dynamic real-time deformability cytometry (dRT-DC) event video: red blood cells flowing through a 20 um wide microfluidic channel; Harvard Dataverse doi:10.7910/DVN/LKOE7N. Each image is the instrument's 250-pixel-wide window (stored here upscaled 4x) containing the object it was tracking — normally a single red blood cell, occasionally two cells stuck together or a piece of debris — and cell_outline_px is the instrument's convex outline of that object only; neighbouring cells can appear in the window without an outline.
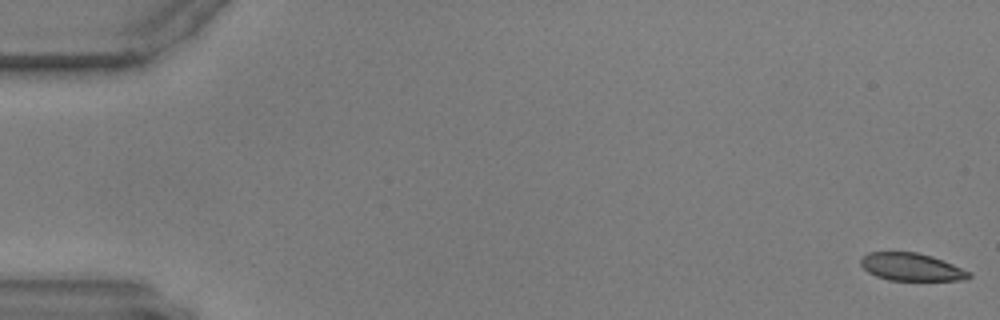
{"species": "common noctule bat (a hibernating species)", "species_latin": "Nyctalus noctula", "temperature_condition": "warm", "stored_images_in_passage": 38, "camera_frame_rate_fps": 3000, "um_per_image_px": 0.085, "animal": {"sex": "male", "body_mass_g": 17.9, "forearm_length_mm": 54.2}, "frame": {"image": 1, "passage_image": 1, "time_ms": 0.0, "image_size_px": [1000, 320], "cell_outline_px": [[972, 276], [968, 280], [888, 280], [876, 276], [868, 272], [860, 264], [860, 256], [868, 252], [916, 252], [932, 256], [972, 272]], "centroid_in_image_um": [77.46, 22.69], "position_along_channel_um": 7.5, "area_um2": 17.57}}
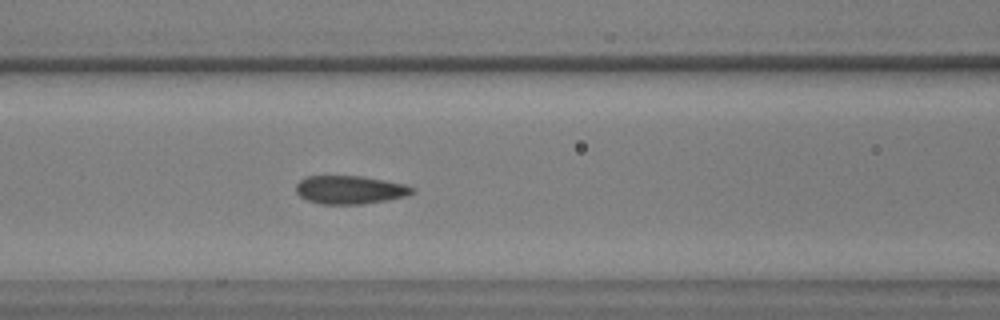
{"frame": {"image": 2, "passage_image": 25, "time_ms": 8.0, "image_size_px": [1000, 320], "cell_outline_px": [[416, 188], [408, 196], [388, 200], [364, 204], [320, 204], [308, 200], [300, 196], [296, 192], [296, 184], [300, 180], [308, 176], [360, 176], [384, 180], [404, 184]], "centroid_in_image_um": [29.76, 16.14], "position_along_channel_um": 136.8, "area_um2": 19.19}}
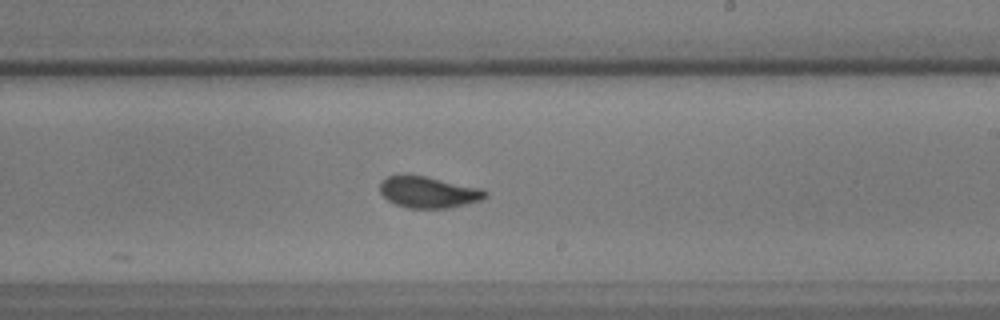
{"frame": {"image": 3, "passage_image": 35, "time_ms": 11.333, "image_size_px": [1000, 320], "cell_outline_px": [[488, 196], [480, 200], [448, 208], [408, 208], [396, 204], [388, 200], [380, 192], [380, 184], [388, 176], [424, 176], [480, 188], [488, 192]], "centroid_in_image_um": [36.43, 16.35], "position_along_channel_um": 252.6, "area_um2": 18.79}}